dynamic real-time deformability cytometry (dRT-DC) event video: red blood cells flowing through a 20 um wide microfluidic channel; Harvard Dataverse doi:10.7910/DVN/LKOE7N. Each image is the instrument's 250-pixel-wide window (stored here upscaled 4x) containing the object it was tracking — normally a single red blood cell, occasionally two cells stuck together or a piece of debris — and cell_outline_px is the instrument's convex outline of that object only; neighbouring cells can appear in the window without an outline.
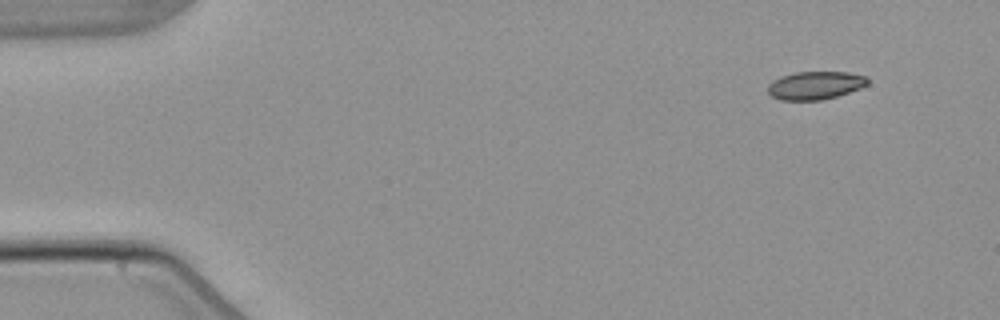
{"species": "common noctule bat (a hibernating species)", "species_latin": "Nyctalus noctula", "temperature_condition": "warm", "stored_images_in_passage": 3, "camera_frame_rate_fps": 3000, "um_per_image_px": 0.085, "animal": {"sex": "male", "body_mass_g": 21.5, "forearm_length_mm": 52.0}, "frame": {"image": 1, "passage_image": 1, "time_ms": 0.0, "image_size_px": [1000, 320], "cell_outline_px": [[868, 84], [860, 88], [836, 96], [820, 100], [780, 100], [772, 96], [768, 92], [768, 84], [772, 80], [780, 76], [796, 72], [848, 72], [868, 76]], "centroid_in_image_um": [69.28, 7.25], "position_along_channel_um": 15.7, "area_um2": 16.36}}
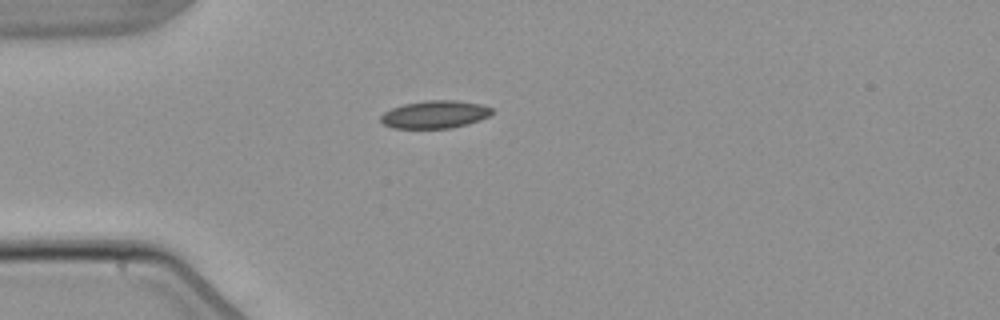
{"frame": {"image": 2, "passage_image": 3, "time_ms": 3.333, "image_size_px": [1000, 320], "cell_outline_px": [[492, 112], [488, 116], [468, 124], [452, 128], [392, 128], [384, 124], [380, 120], [380, 116], [384, 112], [392, 108], [404, 104], [428, 100], [456, 100], [480, 104], [492, 108]], "centroid_in_image_um": [36.95, 9.73], "position_along_channel_um": 48.1, "area_um2": 17.86}}